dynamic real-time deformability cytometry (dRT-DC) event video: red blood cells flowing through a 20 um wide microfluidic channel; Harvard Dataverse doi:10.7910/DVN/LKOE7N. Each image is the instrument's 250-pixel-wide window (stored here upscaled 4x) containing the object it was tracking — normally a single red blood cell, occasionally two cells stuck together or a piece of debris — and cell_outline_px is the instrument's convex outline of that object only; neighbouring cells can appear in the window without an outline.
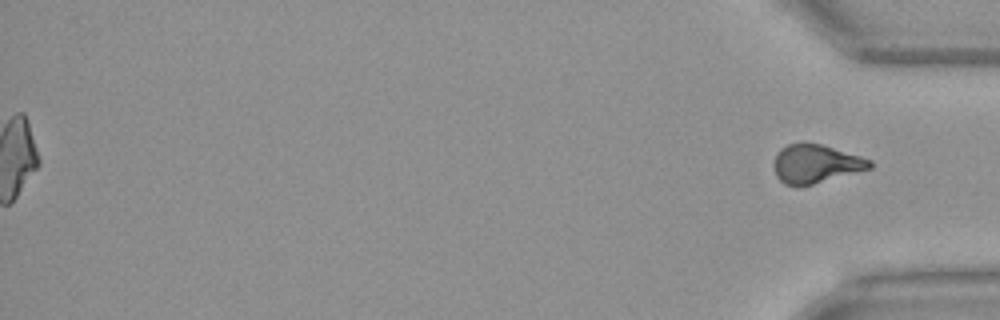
{"species": "Egyptian fruit bat (a non-hibernating species)", "species_latin": "Rousettus aegyptiacus", "temperature_condition": "warm", "stored_images_in_passage": 51, "segment_of_instrument_passage": [2, 2], "camera_frame_rate_fps": 3000, "um_per_image_px": 0.085, "animal": {"sex": "female"}, "frame": {"image": 1, "passage_image": 51, "time_ms": 16.667, "image_size_px": [1000, 320], "cell_outline_px": [[872, 168], [812, 184], [784, 184], [776, 176], [776, 156], [780, 148], [788, 144], [804, 140], [820, 144], [860, 156], [872, 160]], "centroid_in_image_um": [69.35, 13.88], "position_along_channel_um": 365.8, "area_um2": 21.21}}